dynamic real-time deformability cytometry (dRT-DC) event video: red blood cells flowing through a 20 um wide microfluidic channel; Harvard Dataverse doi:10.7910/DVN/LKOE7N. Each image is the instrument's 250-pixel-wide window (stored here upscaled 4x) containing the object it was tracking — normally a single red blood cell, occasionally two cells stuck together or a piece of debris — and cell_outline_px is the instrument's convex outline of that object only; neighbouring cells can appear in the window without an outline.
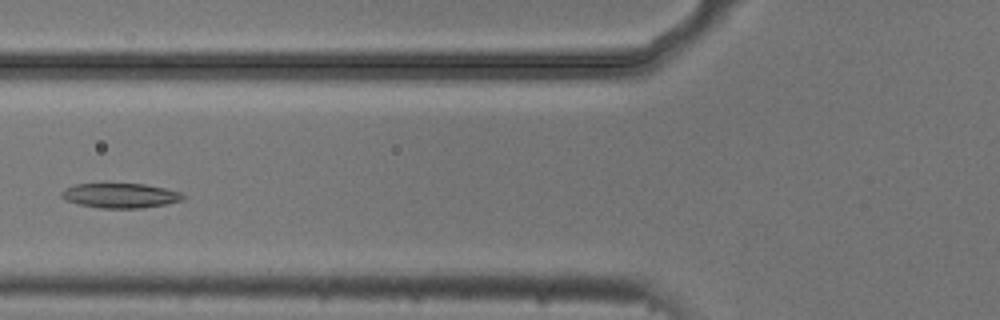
{"species": "common noctule bat (a hibernating species)", "species_latin": "Nyctalus noctula", "temperature_condition": "cold", "stored_images_in_passage": 5, "camera_frame_rate_fps": 3000, "um_per_image_px": 0.085, "animal": {"sex": "male", "body_mass_g": 20.5, "forearm_length_mm": 52.5}, "frame": {"image": 1, "passage_image": 4, "time_ms": 1.0, "image_size_px": [1000, 320], "cell_outline_px": [[184, 200], [164, 204], [140, 208], [100, 208], [80, 204], [68, 200], [60, 196], [60, 192], [64, 188], [76, 184], [144, 184], [164, 188], [180, 192], [184, 196]], "centroid_in_image_um": [10.21, 16.62], "position_along_channel_um": 115.6, "area_um2": 17.28}}
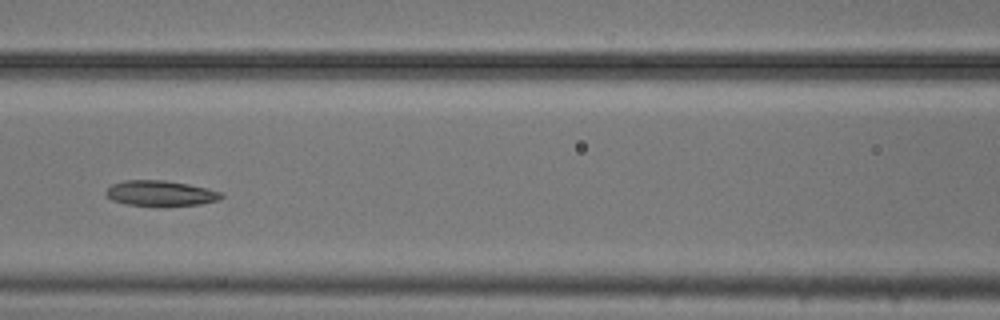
{"frame": {"image": 2, "passage_image": 5, "time_ms": 1.333, "image_size_px": [1000, 320], "cell_outline_px": [[224, 196], [220, 200], [200, 204], [168, 208], [156, 208], [128, 204], [112, 200], [104, 192], [112, 184], [124, 180], [164, 180], [188, 184], [208, 188], [224, 192]], "centroid_in_image_um": [13.7, 16.47], "position_along_channel_um": 152.9, "area_um2": 17.86}}